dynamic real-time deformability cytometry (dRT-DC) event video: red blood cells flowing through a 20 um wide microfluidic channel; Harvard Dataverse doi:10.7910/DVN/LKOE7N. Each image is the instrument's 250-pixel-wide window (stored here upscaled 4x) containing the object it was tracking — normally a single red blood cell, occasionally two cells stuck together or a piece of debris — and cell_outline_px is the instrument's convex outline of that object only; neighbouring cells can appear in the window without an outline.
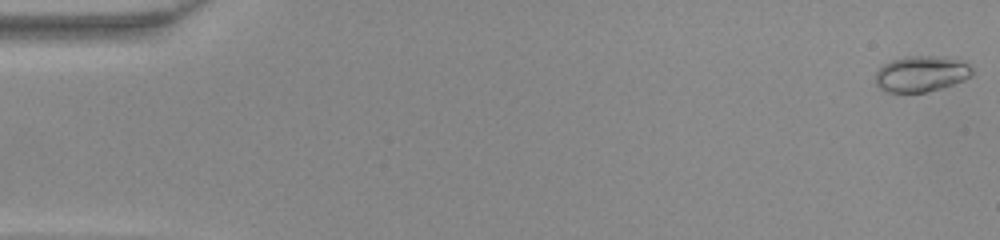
{"species": "common noctule bat (a hibernating species)", "species_latin": "Nyctalus noctula", "temperature_condition": "warm", "stored_images_in_passage": 48, "camera_frame_rate_fps": 3000, "um_per_image_px": 0.085, "animal": {"sex": "female", "body_mass_g": 22.0, "forearm_length_mm": 56.7}, "frame": {"image": 1, "passage_image": 1, "time_ms": 0.0, "image_size_px": [1000, 240], "cell_outline_px": [[972, 76], [964, 80], [940, 88], [924, 92], [884, 92], [876, 84], [876, 72], [884, 64], [892, 60], [908, 56], [944, 56], [960, 60], [968, 64], [972, 68]], "centroid_in_image_um": [78.31, 6.27], "position_along_channel_um": 6.7, "area_um2": 20.17}}
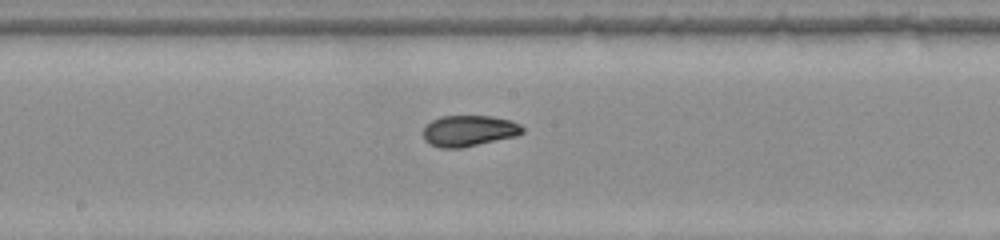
{"frame": {"image": 2, "passage_image": 26, "time_ms": 8.333, "image_size_px": [1000, 240], "cell_outline_px": [[524, 132], [516, 136], [464, 148], [440, 148], [428, 144], [424, 140], [424, 128], [432, 120], [440, 116], [492, 116], [508, 120], [520, 124], [524, 128]], "centroid_in_image_um": [39.85, 11.13], "position_along_channel_um": 208.3, "area_um2": 18.09}}
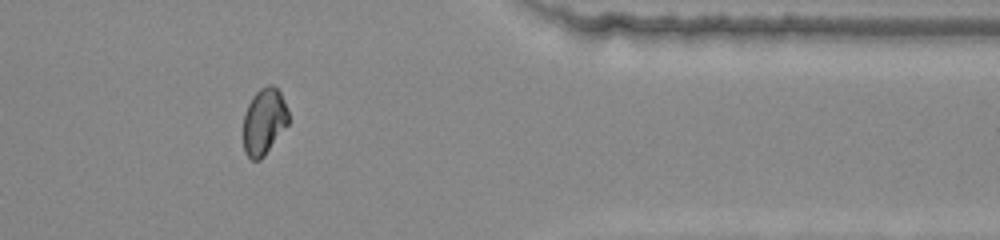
{"frame": {"image": 3, "passage_image": 40, "time_ms": 13.0, "image_size_px": [1000, 240], "cell_outline_px": [[288, 124], [264, 156], [260, 160], [252, 160], [244, 152], [244, 112], [252, 96], [260, 88], [268, 84], [272, 84], [280, 92], [288, 112]], "centroid_in_image_um": [22.43, 10.32], "position_along_channel_um": 389.0, "area_um2": 17.4}}